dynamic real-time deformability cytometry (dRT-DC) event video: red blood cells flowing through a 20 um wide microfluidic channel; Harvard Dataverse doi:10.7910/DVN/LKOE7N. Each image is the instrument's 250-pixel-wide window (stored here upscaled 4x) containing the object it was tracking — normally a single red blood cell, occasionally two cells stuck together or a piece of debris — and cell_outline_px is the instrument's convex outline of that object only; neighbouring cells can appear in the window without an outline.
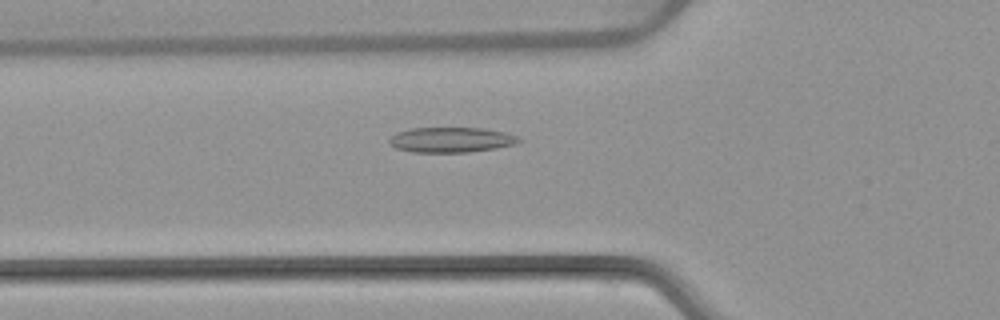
{"species": "common noctule bat (a hibernating species)", "species_latin": "Nyctalus noctula", "temperature_condition": "warm", "stored_images_in_passage": 53, "camera_frame_rate_fps": 3000, "um_per_image_px": 0.085, "animal": {"sex": "female", "body_mass_g": 22.7, "forearm_length_mm": 54.2}, "frame": {"image": 1, "passage_image": 19, "time_ms": 6.0, "image_size_px": [1000, 320], "cell_outline_px": [[524, 140], [516, 144], [496, 148], [468, 152], [412, 152], [396, 148], [388, 140], [396, 132], [408, 128], [484, 128], [504, 132], [516, 136]], "centroid_in_image_um": [38.36, 11.88], "position_along_channel_um": 87.4, "area_um2": 19.02}}
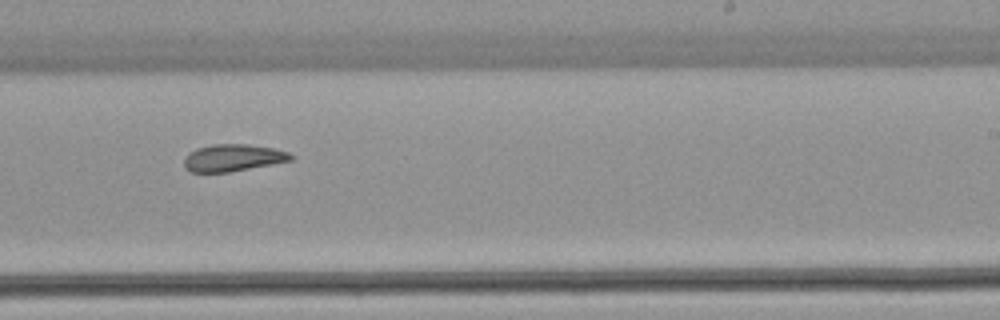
{"frame": {"image": 2, "passage_image": 33, "time_ms": 10.667, "image_size_px": [1000, 320], "cell_outline_px": [[292, 160], [272, 164], [228, 172], [188, 172], [184, 168], [184, 160], [188, 152], [196, 148], [212, 144], [248, 144], [272, 148], [288, 152], [292, 156]], "centroid_in_image_um": [19.74, 13.41], "position_along_channel_um": 269.3, "area_um2": 16.82}}
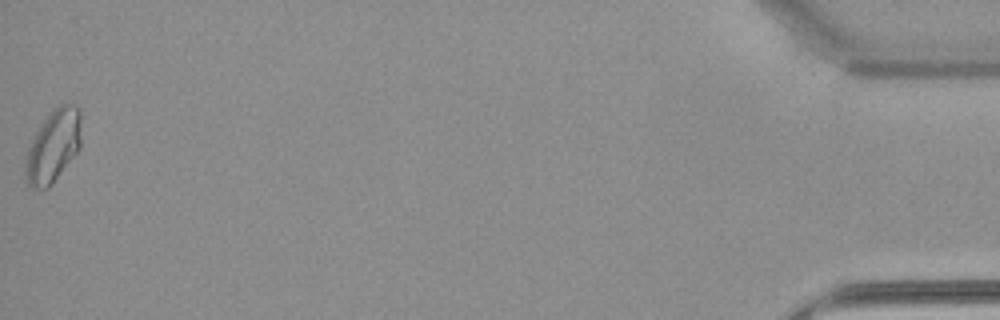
{"frame": {"image": 3, "passage_image": 53, "time_ms": 17.333, "image_size_px": [1000, 320], "cell_outline_px": [[80, 148], [52, 184], [48, 188], [32, 188], [28, 184], [24, 172], [24, 164], [28, 148], [40, 124], [60, 104], [76, 104], [80, 108]], "centroid_in_image_um": [4.52, 12.43], "position_along_channel_um": 430.7, "area_um2": 23.35}, "authors_computed_cell_mechanics": {"area_um2": 19.0162, "velocity_mm_per_s": 3.9002, "shape_relaxation_time_tau1_ms": null, "shape_relaxation_time_tau2_ms": 5.5713, "deformation_change_tau1": null, "deformation_change_tau2": 0.1361}}